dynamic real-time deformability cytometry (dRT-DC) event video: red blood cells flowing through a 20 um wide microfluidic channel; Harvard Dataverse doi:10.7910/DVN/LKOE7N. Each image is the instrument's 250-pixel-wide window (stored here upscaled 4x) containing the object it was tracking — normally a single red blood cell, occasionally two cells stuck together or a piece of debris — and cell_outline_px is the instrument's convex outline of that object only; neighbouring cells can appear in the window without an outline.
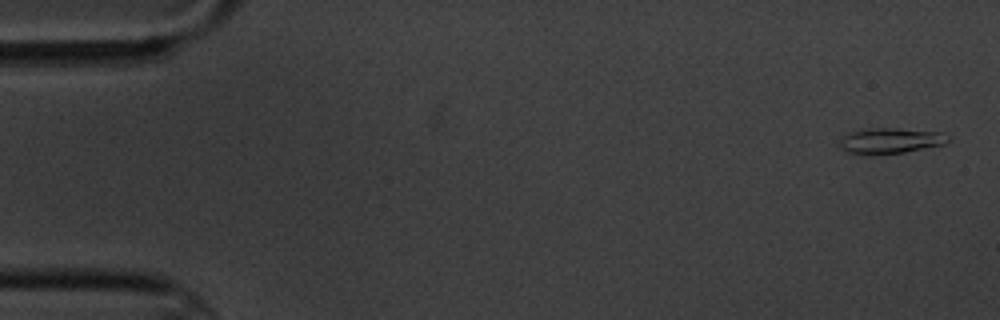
{"species": "common noctule bat (a hibernating species)", "species_latin": "Nyctalus noctula", "temperature_condition": "cold", "stored_images_in_passage": 11, "camera_frame_rate_fps": 3000, "um_per_image_px": 0.085, "animal": {"sex": "male", "body_mass_g": 20.1, "forearm_length_mm": 53.5}, "frame": {"image": 1, "passage_image": 1, "time_ms": 0.0, "image_size_px": [1000, 320], "cell_outline_px": [[948, 140], [944, 144], [904, 152], [872, 156], [844, 152], [840, 148], [836, 140], [840, 136], [848, 132], [876, 128], [896, 128], [944, 132], [948, 136]], "centroid_in_image_um": [75.57, 11.98], "position_along_channel_um": 9.4, "area_um2": 16.65}}
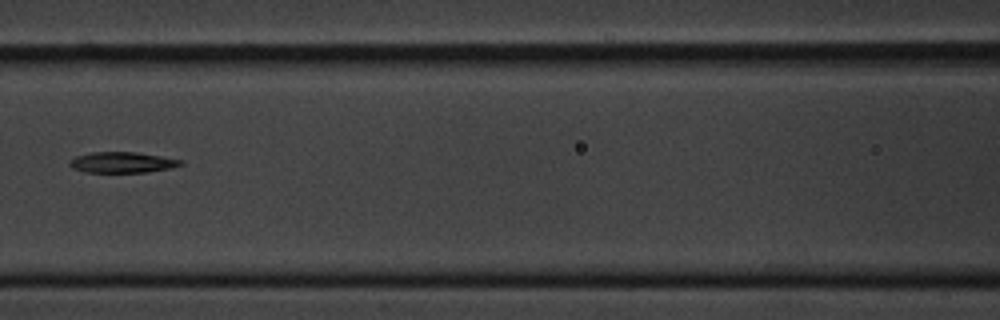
{"frame": {"image": 2, "passage_image": 7, "time_ms": 8.0, "image_size_px": [1000, 320], "cell_outline_px": [[184, 164], [168, 168], [148, 172], [84, 172], [72, 168], [68, 164], [68, 160], [76, 156], [92, 152], [136, 152], [184, 160]], "centroid_in_image_um": [10.36, 13.8], "position_along_channel_um": 156.2, "area_um2": 13.47}}
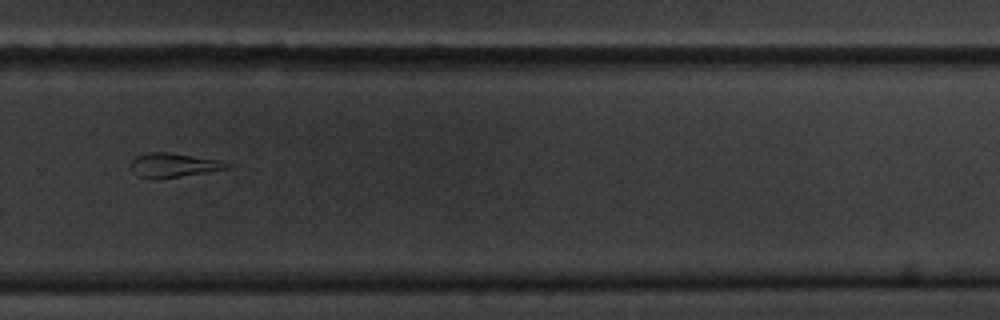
{"frame": {"image": 3, "passage_image": 11, "time_ms": 12.667, "image_size_px": [1000, 320], "cell_outline_px": [[232, 164], [228, 168], [204, 172], [176, 176], [136, 176], [132, 172], [132, 160], [136, 156], [152, 152], [168, 152], [220, 160]], "centroid_in_image_um": [14.77, 13.99], "position_along_channel_um": 315.0, "area_um2": 12.77}}